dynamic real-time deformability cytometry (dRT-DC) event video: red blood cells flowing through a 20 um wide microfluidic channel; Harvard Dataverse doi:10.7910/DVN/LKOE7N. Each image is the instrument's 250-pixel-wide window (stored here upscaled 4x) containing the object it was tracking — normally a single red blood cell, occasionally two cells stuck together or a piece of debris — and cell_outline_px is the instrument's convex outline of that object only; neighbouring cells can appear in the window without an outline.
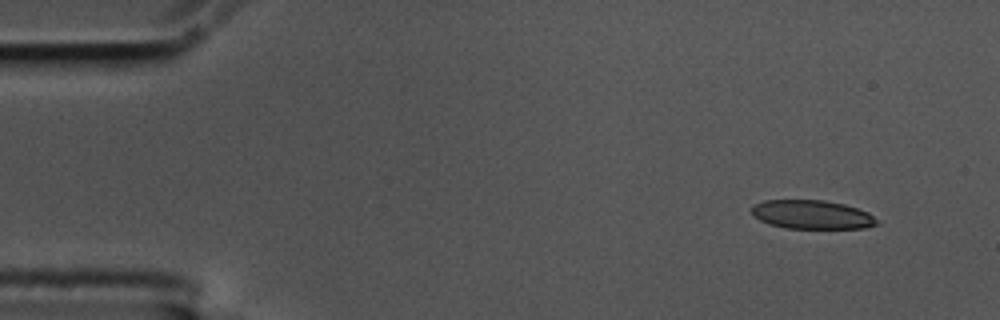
{"species": "common noctule bat (a hibernating species)", "species_latin": "Nyctalus noctula", "temperature_condition": "cold", "stored_images_in_passage": 4, "camera_frame_rate_fps": 3000, "um_per_image_px": 0.085, "animal": {"sex": "male", "body_mass_g": 17.5, "forearm_length_mm": 52.3}, "frame": {"image": 1, "passage_image": 1, "time_ms": 0.0, "image_size_px": [1000, 320], "cell_outline_px": [[880, 224], [864, 228], [788, 228], [768, 224], [752, 216], [752, 204], [764, 200], [824, 200], [844, 204], [868, 212]], "centroid_in_image_um": [68.98, 18.23], "position_along_channel_um": 16.0, "area_um2": 21.04}}
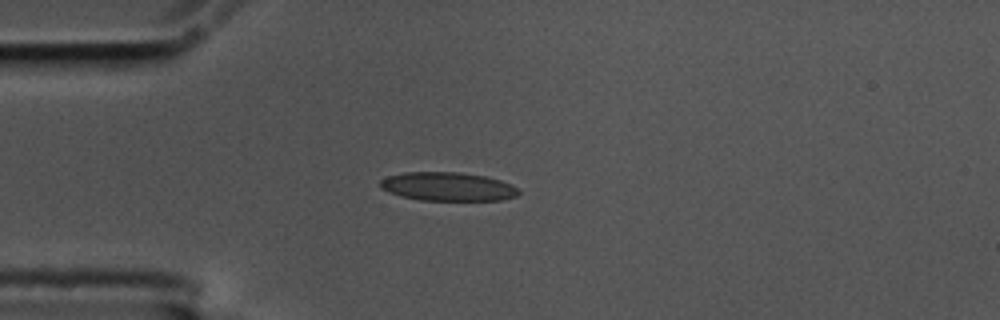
{"frame": {"image": 2, "passage_image": 4, "time_ms": 1.0, "image_size_px": [1000, 320], "cell_outline_px": [[520, 192], [516, 196], [504, 200], [420, 200], [400, 196], [388, 192], [380, 188], [380, 180], [388, 176], [404, 172], [460, 172], [484, 176], [500, 180], [516, 188]], "centroid_in_image_um": [38.02, 15.86], "position_along_channel_um": 47.0, "area_um2": 23.06}}